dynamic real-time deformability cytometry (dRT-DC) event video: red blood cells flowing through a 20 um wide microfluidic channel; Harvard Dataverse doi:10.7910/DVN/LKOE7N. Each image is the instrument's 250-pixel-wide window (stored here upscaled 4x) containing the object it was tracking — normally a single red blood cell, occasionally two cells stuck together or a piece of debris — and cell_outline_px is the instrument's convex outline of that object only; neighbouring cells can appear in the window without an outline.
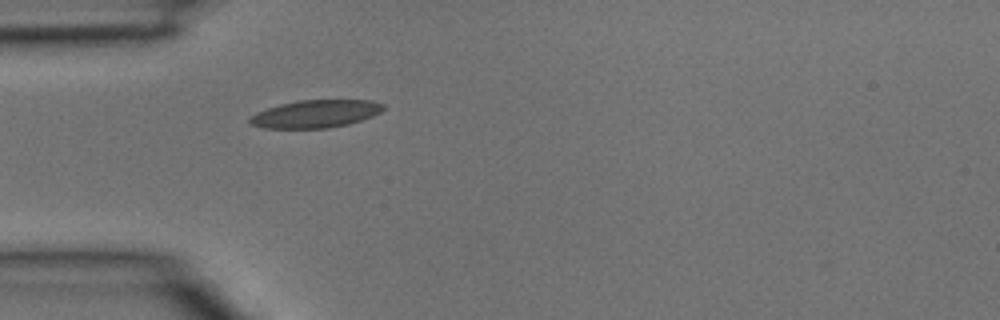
{"species": "common noctule bat (a hibernating species)", "species_latin": "Nyctalus noctula", "temperature_condition": "room temperature", "stored_images_in_passage": 30, "camera_frame_rate_fps": 3000, "um_per_image_px": 0.085, "animal": {"sex": "male", "body_mass_g": 15.6}, "frame": {"image": 1, "passage_image": 1, "time_ms": 0.0, "image_size_px": [1000, 320], "cell_outline_px": [[384, 108], [380, 112], [372, 116], [348, 124], [328, 128], [264, 128], [252, 124], [248, 120], [256, 112], [280, 104], [300, 100], [372, 100], [384, 104]], "centroid_in_image_um": [26.84, 9.67], "position_along_channel_um": 58.2, "area_um2": 21.39}}
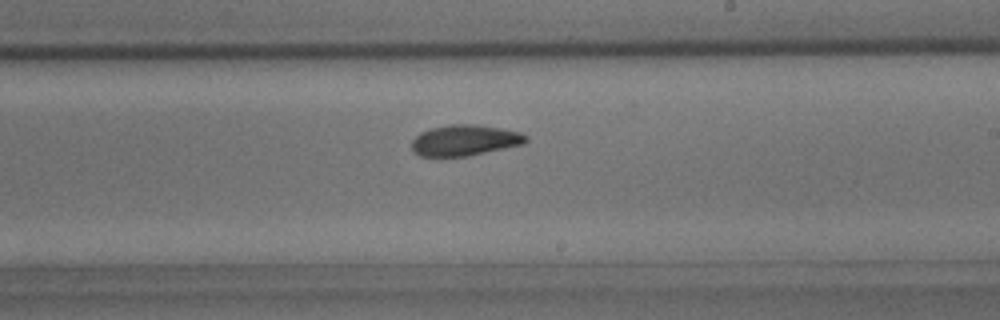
{"frame": {"image": 2, "passage_image": 13, "time_ms": 4.0, "image_size_px": [1000, 320], "cell_outline_px": [[528, 140], [524, 144], [468, 156], [420, 156], [412, 152], [412, 140], [420, 132], [432, 128], [448, 124], [476, 124], [500, 128], [520, 132], [528, 136]], "centroid_in_image_um": [39.5, 11.92], "position_along_channel_um": 249.5, "area_um2": 20.63}}
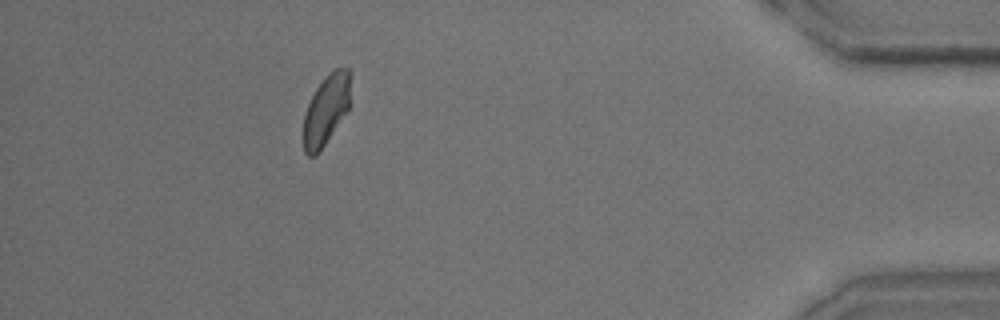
{"frame": {"image": 3, "passage_image": 26, "time_ms": 8.333, "image_size_px": [1000, 320], "cell_outline_px": [[352, 72], [348, 108], [316, 156], [308, 156], [304, 152], [304, 116], [308, 104], [316, 88], [328, 72], [336, 68], [348, 68]], "centroid_in_image_um": [27.73, 9.27], "position_along_channel_um": 407.5, "area_um2": 18.96}}